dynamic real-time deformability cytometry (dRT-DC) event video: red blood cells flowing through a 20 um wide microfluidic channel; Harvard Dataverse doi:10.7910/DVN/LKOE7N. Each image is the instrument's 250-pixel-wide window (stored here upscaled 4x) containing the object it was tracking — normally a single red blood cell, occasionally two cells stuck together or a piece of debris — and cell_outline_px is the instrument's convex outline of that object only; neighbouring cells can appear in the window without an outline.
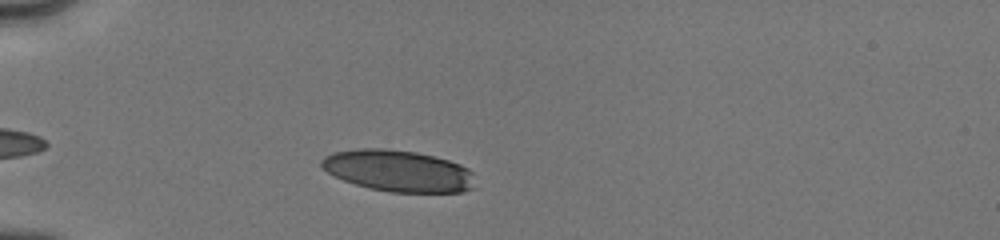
{"species": "human", "species_latin": "Homo sapiens", "temperature_condition": "cold", "stored_images_in_passage": 7, "camera_frame_rate_fps": 3000, "um_per_image_px": 0.085, "donor": {"sex": "male"}, "frame": {"image": 1, "passage_image": 5, "time_ms": 2.0, "image_size_px": [1000, 240], "cell_outline_px": [[472, 188], [464, 192], [388, 192], [356, 184], [344, 180], [328, 172], [320, 164], [320, 160], [324, 156], [332, 152], [356, 148], [384, 148], [416, 152], [448, 160], [460, 164], [468, 168], [472, 172]], "centroid_in_image_um": [33.82, 14.51], "position_along_channel_um": 51.2, "area_um2": 36.99}}
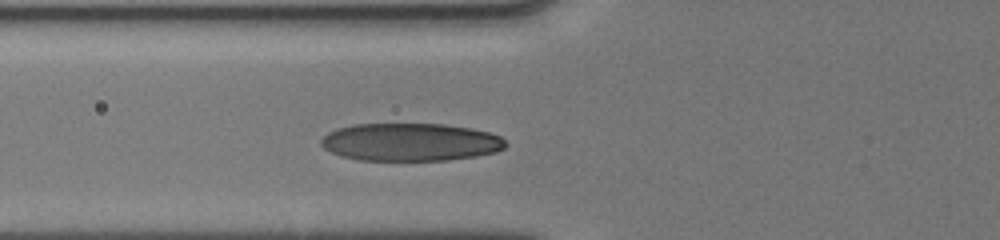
{"frame": {"image": 2, "passage_image": 7, "time_ms": 3.667, "image_size_px": [1000, 240], "cell_outline_px": [[508, 144], [504, 148], [496, 152], [476, 156], [448, 160], [360, 160], [340, 156], [324, 148], [320, 144], [320, 140], [328, 132], [336, 128], [352, 124], [444, 124], [472, 128], [488, 132], [500, 136]], "centroid_in_image_um": [34.88, 12.07], "position_along_channel_um": 90.9, "area_um2": 40.86}}